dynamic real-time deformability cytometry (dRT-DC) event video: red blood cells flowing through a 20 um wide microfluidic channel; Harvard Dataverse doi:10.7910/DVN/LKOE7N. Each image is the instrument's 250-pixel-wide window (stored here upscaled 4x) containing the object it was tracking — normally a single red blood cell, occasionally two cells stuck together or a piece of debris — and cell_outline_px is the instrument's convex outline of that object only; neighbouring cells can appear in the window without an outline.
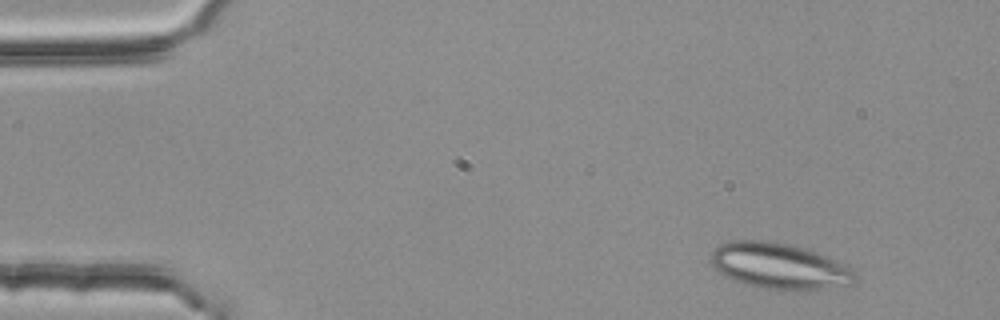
{"species": "common noctule bat (a hibernating species)", "species_latin": "Nyctalus noctula", "temperature_condition": "room temperature", "stored_images_in_passage": 3, "camera_frame_rate_fps": 3000, "um_per_image_px": 0.085, "animal": {"sex": "female", "body_mass_g": 25.1}, "frame": {"image": 1, "passage_image": 1, "time_ms": 0.0, "image_size_px": [1000, 320], "cell_outline_px": [[852, 280], [848, 284], [804, 292], [796, 292], [764, 288], [744, 284], [724, 276], [712, 264], [712, 252], [720, 244], [732, 240], [756, 240], [788, 244], [804, 248], [836, 260], [844, 264], [852, 272]], "centroid_in_image_um": [66.19, 22.63], "position_along_channel_um": 18.8, "area_um2": 38.15}}